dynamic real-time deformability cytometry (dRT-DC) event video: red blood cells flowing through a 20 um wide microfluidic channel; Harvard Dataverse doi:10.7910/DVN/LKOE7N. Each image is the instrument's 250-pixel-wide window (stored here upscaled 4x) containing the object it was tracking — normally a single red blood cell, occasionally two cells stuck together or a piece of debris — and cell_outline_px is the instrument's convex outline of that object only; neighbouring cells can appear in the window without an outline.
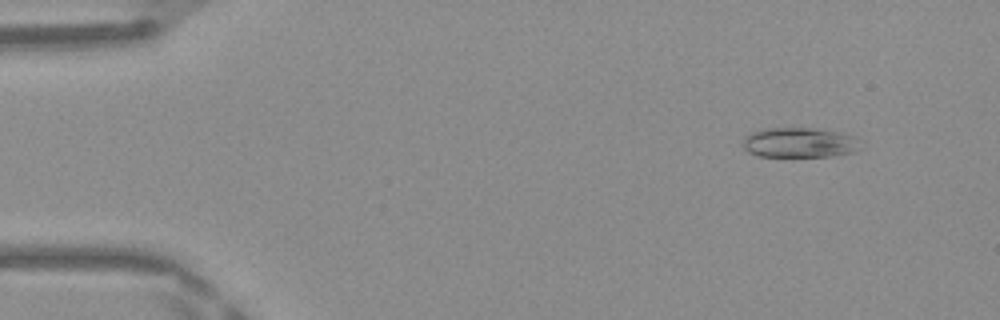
{"species": "Egyptian fruit bat (a non-hibernating species)", "species_latin": "Rousettus aegyptiacus", "temperature_condition": "warm", "stored_images_in_passage": 47, "camera_frame_rate_fps": 3000, "um_per_image_px": 0.085, "frame": {"image": 1, "passage_image": 4, "time_ms": 1.0, "image_size_px": [1000, 320], "cell_outline_px": [[860, 148], [852, 152], [832, 156], [756, 156], [748, 152], [744, 148], [744, 140], [752, 132], [760, 128], [816, 128], [844, 132], [860, 140]], "centroid_in_image_um": [67.98, 12.11], "position_along_channel_um": 17.0, "area_um2": 20.63}}
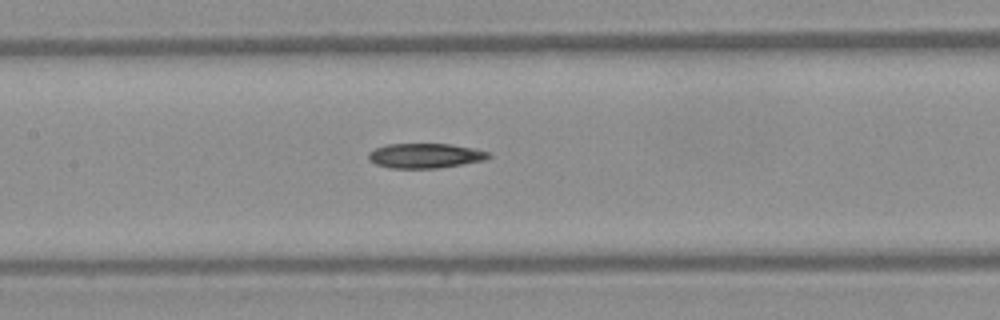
{"frame": {"image": 2, "passage_image": 22, "time_ms": 7.0, "image_size_px": [1000, 320], "cell_outline_px": [[492, 156], [484, 160], [440, 168], [388, 168], [376, 164], [368, 160], [368, 152], [376, 148], [388, 144], [452, 144], [492, 152]], "centroid_in_image_um": [36.15, 13.24], "position_along_channel_um": 171.2, "area_um2": 17.46}}
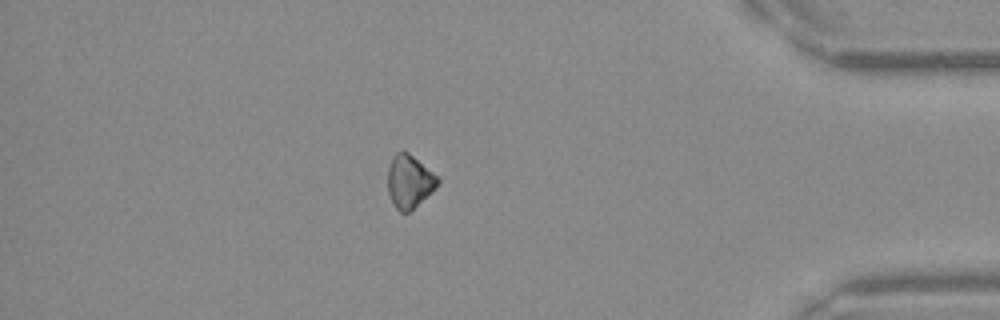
{"frame": {"image": 3, "passage_image": 41, "time_ms": 13.333, "image_size_px": [1000, 320], "cell_outline_px": [[440, 180], [436, 188], [432, 192], [408, 212], [400, 212], [392, 204], [388, 192], [388, 168], [392, 156], [396, 152], [404, 148], [440, 176]], "centroid_in_image_um": [34.81, 15.37], "position_along_channel_um": 400.4, "area_um2": 15.9}}